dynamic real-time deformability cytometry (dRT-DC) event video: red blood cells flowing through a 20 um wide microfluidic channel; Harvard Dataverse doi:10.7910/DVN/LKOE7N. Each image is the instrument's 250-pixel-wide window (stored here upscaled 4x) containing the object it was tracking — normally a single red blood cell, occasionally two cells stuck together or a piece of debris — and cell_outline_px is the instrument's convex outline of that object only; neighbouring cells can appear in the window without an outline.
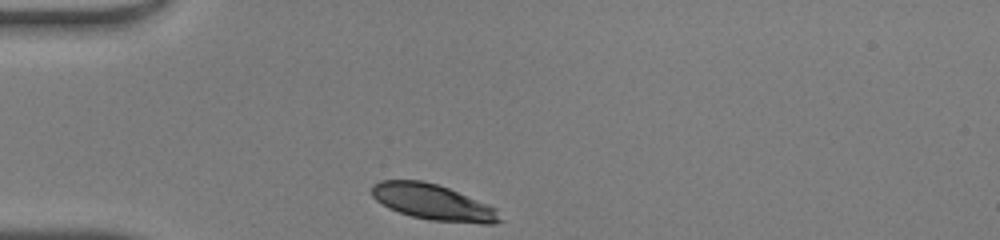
{"species": "human", "species_latin": "Homo sapiens", "temperature_condition": "warm", "stored_images_in_passage": 27, "camera_frame_rate_fps": 3000, "um_per_image_px": 0.085, "donor": {"sex": "male"}, "frame": {"image": 1, "passage_image": 1, "time_ms": 0.0, "image_size_px": [1000, 240], "cell_outline_px": [[504, 220], [492, 224], [480, 224], [432, 220], [412, 216], [388, 208], [376, 200], [372, 196], [372, 184], [380, 180], [420, 180], [436, 184], [448, 188], [488, 204], [496, 208]], "centroid_in_image_um": [36.83, 17.19], "position_along_channel_um": 48.2, "area_um2": 26.7}}
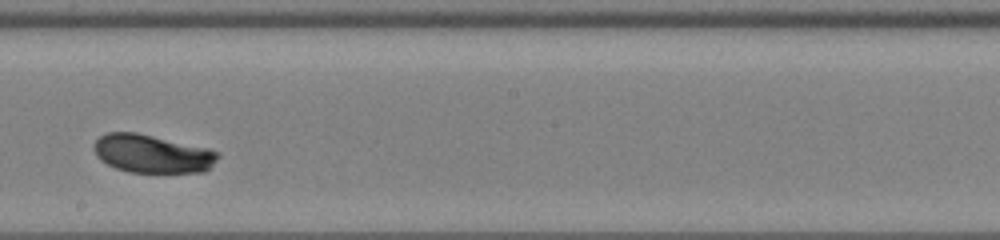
{"frame": {"image": 2, "passage_image": 16, "time_ms": 5.0, "image_size_px": [1000, 240], "cell_outline_px": [[220, 156], [204, 172], [128, 172], [116, 168], [100, 160], [96, 156], [92, 148], [92, 144], [100, 136], [108, 132], [136, 132], [208, 148], [220, 152]], "centroid_in_image_um": [12.9, 13.06], "position_along_channel_um": 235.3, "area_um2": 27.69}}
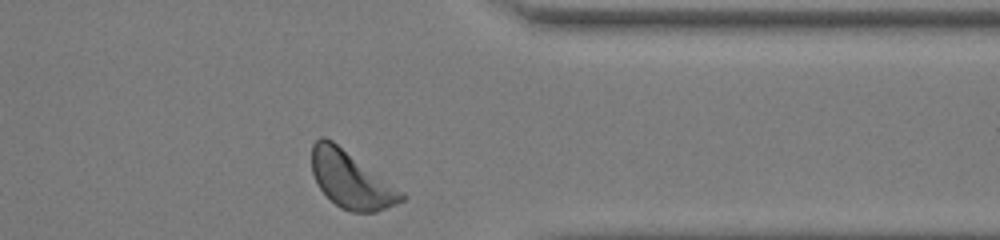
{"frame": {"image": 3, "passage_image": 27, "time_ms": 8.667, "image_size_px": [1000, 240], "cell_outline_px": [[408, 196], [404, 200], [396, 204], [376, 212], [352, 212], [340, 208], [316, 184], [312, 172], [312, 144], [320, 136], [324, 136], [332, 140], [404, 192]], "centroid_in_image_um": [29.84, 15.28], "position_along_channel_um": 381.6, "area_um2": 29.59}, "authors_computed_cell_mechanics": {"area_um2": 27.6862, "velocity_mm_per_s": 4.1797, "shape_relaxation_time_tau1_ms": 1.6111, "shape_relaxation_time_tau2_ms": null, "deformation_change_tau1": 0.093, "deformation_change_tau2": null}}